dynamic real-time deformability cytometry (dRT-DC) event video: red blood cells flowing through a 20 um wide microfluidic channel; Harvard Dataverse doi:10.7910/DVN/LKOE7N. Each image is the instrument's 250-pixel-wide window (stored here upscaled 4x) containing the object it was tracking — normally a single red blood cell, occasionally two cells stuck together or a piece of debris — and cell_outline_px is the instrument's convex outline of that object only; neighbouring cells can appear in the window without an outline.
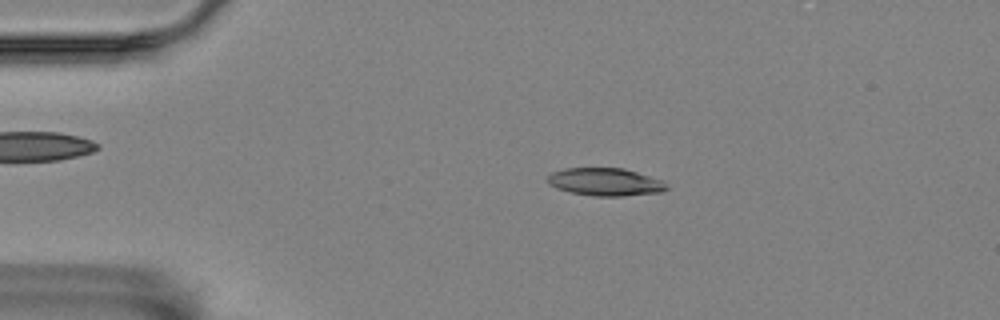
{"species": "Egyptian fruit bat (a non-hibernating species)", "species_latin": "Rousettus aegyptiacus", "temperature_condition": "room temperature", "stored_images_in_passage": 56, "camera_frame_rate_fps": 3000, "um_per_image_px": 0.085, "animal": {"sex": "female"}, "frame": {"image": 1, "passage_image": 11, "time_ms": 3.333, "image_size_px": [1000, 320], "cell_outline_px": [[668, 188], [660, 192], [624, 196], [596, 196], [572, 192], [556, 188], [548, 184], [548, 176], [552, 172], [564, 168], [624, 168], [660, 180]], "centroid_in_image_um": [51.4, 15.46], "position_along_channel_um": 33.6, "area_um2": 18.96}}
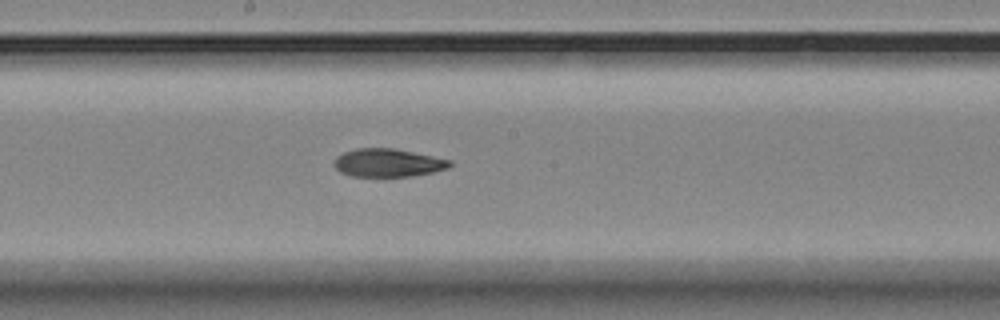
{"frame": {"image": 2, "passage_image": 30, "time_ms": 9.667, "image_size_px": [1000, 320], "cell_outline_px": [[452, 164], [448, 168], [432, 172], [412, 176], [352, 176], [340, 172], [332, 164], [336, 156], [344, 152], [356, 148], [396, 148], [452, 160]], "centroid_in_image_um": [32.96, 13.83], "position_along_channel_um": 215.2, "area_um2": 19.07}}
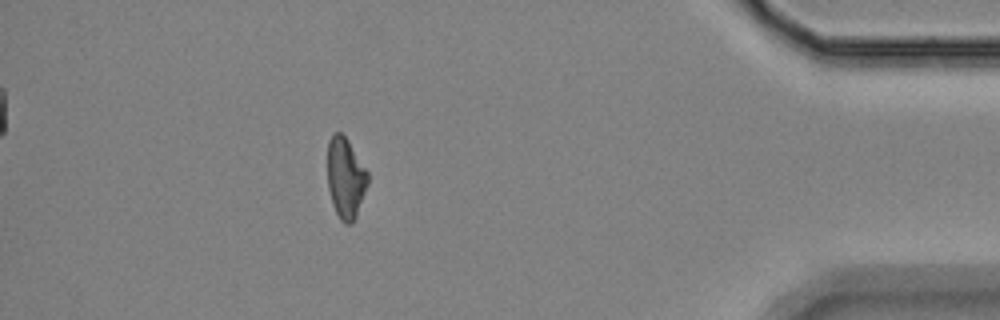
{"frame": {"image": 3, "passage_image": 50, "time_ms": 16.333, "image_size_px": [1000, 320], "cell_outline_px": [[368, 184], [356, 216], [352, 224], [344, 224], [340, 220], [332, 204], [328, 188], [328, 140], [332, 132], [340, 132], [348, 140], [368, 172]], "centroid_in_image_um": [29.36, 15.13], "position_along_channel_um": 405.8, "area_um2": 19.02}, "authors_computed_cell_mechanics": {"area_um2": 19.3052, "velocity_mm_per_s": 3.5303, "shape_relaxation_time_tau1_ms": 6.8584, "shape_relaxation_time_tau2_ms": 9.0725, "deformation_change_tau1": 0.1875, "deformation_change_tau2": 0.1731}}